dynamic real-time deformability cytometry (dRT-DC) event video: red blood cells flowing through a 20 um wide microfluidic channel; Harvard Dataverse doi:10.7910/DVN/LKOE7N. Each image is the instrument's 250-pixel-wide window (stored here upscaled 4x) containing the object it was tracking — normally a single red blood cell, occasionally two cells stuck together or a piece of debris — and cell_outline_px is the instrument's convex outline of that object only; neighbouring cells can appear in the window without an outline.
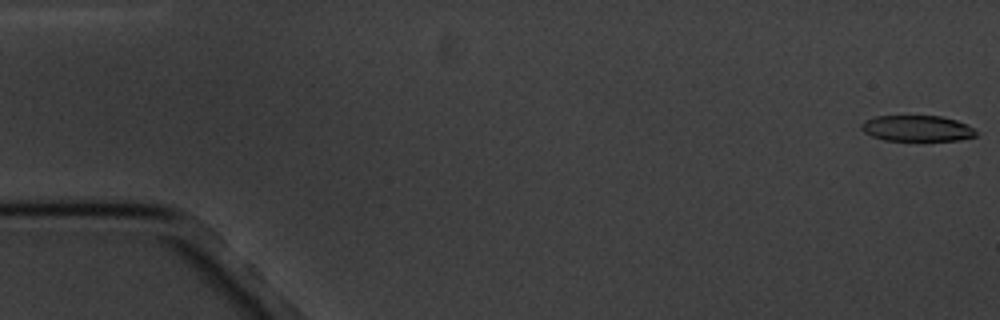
{"species": "common noctule bat (a hibernating species)", "species_latin": "Nyctalus noctula", "temperature_condition": "cold", "stored_images_in_passage": 4, "camera_frame_rate_fps": 3000, "um_per_image_px": 0.085, "animal": {"sex": "male", "body_mass_g": 20.1, "forearm_length_mm": 53.5}, "frame": {"image": 1, "passage_image": 1, "time_ms": 0.0, "image_size_px": [1000, 320], "cell_outline_px": [[976, 136], [960, 140], [884, 140], [872, 136], [864, 132], [860, 128], [860, 124], [864, 120], [876, 116], [940, 116], [956, 120], [972, 128], [976, 132]], "centroid_in_image_um": [77.9, 10.91], "position_along_channel_um": 7.1, "area_um2": 17.17}}